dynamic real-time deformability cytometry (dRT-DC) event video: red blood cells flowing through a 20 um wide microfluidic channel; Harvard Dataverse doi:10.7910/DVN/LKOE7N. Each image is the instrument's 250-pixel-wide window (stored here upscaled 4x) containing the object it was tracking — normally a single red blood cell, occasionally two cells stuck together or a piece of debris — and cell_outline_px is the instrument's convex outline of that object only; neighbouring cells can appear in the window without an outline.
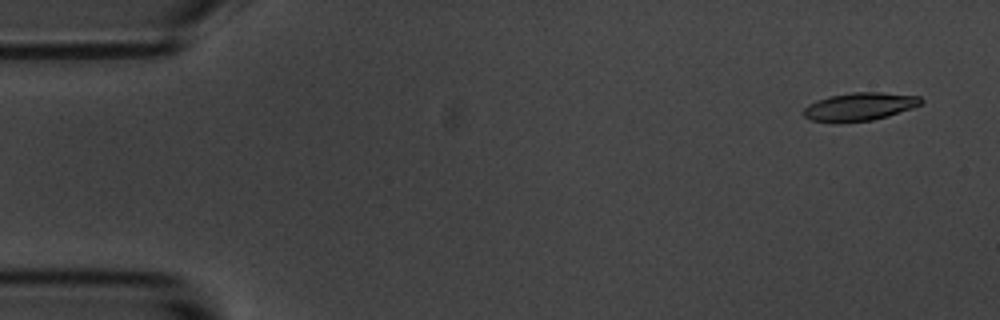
{"species": "common noctule bat (a hibernating species)", "species_latin": "Nyctalus noctula", "temperature_condition": "room temperature", "stored_images_in_passage": 6, "camera_frame_rate_fps": 3000, "um_per_image_px": 0.085, "animal": {"sex": "male", "body_mass_g": 20.1, "forearm_length_mm": 53.5}, "frame": {"image": 1, "passage_image": 1, "time_ms": 0.0, "image_size_px": [1000, 320], "cell_outline_px": [[924, 100], [920, 104], [912, 108], [888, 116], [872, 120], [836, 124], [812, 120], [804, 116], [804, 108], [808, 104], [816, 100], [828, 96], [852, 92], [880, 92], [920, 96]], "centroid_in_image_um": [73.04, 9.07], "position_along_channel_um": 12.0, "area_um2": 19.48}}
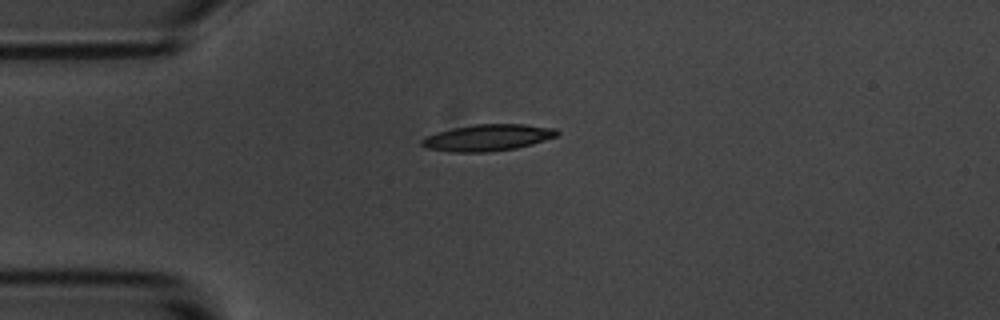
{"frame": {"image": 2, "passage_image": 4, "time_ms": 3.667, "image_size_px": [1000, 320], "cell_outline_px": [[560, 132], [556, 136], [532, 144], [516, 148], [488, 152], [452, 152], [428, 148], [420, 144], [420, 140], [424, 136], [436, 132], [452, 128], [476, 124], [524, 124], [556, 128]], "centroid_in_image_um": [41.43, 11.69], "position_along_channel_um": 43.6, "area_um2": 20.98}}